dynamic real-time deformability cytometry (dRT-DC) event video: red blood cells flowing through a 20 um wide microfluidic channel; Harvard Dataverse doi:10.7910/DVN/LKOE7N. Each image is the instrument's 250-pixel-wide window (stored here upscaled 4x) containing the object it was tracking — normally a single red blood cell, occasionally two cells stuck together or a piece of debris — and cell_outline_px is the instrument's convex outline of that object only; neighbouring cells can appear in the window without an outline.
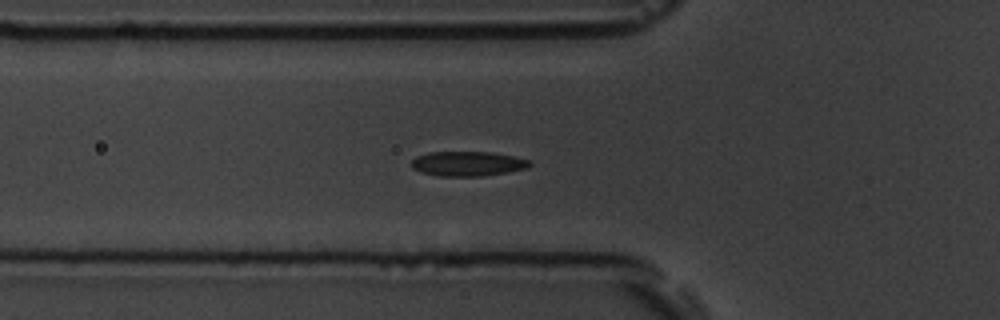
{"species": "common noctule bat (a hibernating species)", "species_latin": "Nyctalus noctula", "temperature_condition": "room temperature", "stored_images_in_passage": 55, "segment_of_instrument_passage": [1, 2], "camera_frame_rate_fps": 3000, "um_per_image_px": 0.085, "animal": {"sex": "male", "body_mass_g": 19.5, "forearm_length_mm": 54.6}, "frame": {"image": 1, "passage_image": 19, "time_ms": 6.0, "image_size_px": [1000, 320], "cell_outline_px": [[532, 164], [528, 168], [508, 172], [484, 176], [440, 176], [420, 172], [412, 168], [412, 160], [416, 156], [428, 152], [492, 152], [532, 160]], "centroid_in_image_um": [39.78, 13.91], "position_along_channel_um": 86.0, "area_um2": 17.17}}
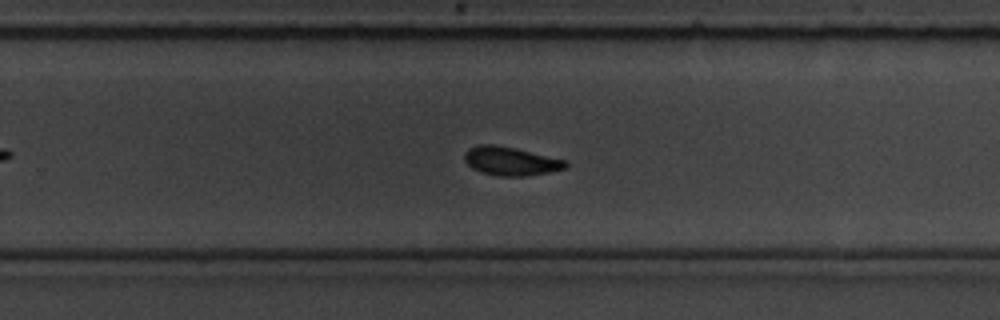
{"frame": {"image": 2, "passage_image": 35, "time_ms": 11.333, "image_size_px": [1000, 320], "cell_outline_px": [[568, 168], [548, 172], [524, 176], [496, 176], [480, 172], [472, 168], [464, 160], [464, 152], [468, 148], [480, 144], [496, 144], [568, 160]], "centroid_in_image_um": [43.41, 13.69], "position_along_channel_um": 286.4, "area_um2": 17.05}}
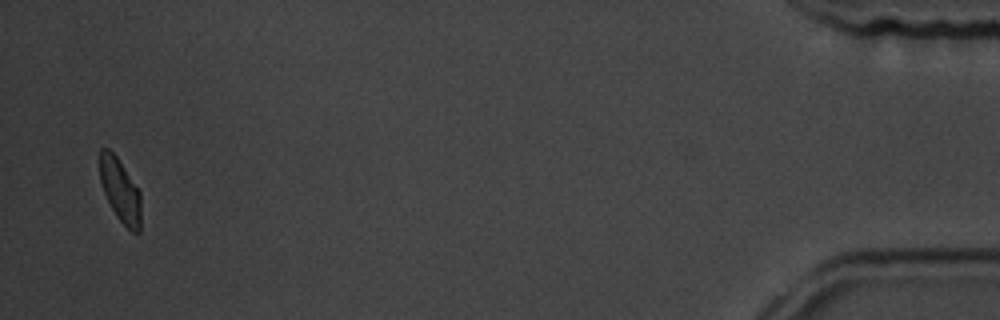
{"frame": {"image": 3, "passage_image": 53, "time_ms": 17.333, "image_size_px": [1000, 320], "cell_outline_px": [[140, 232], [132, 232], [116, 216], [104, 192], [100, 180], [100, 148], [108, 148], [116, 156], [140, 192]], "centroid_in_image_um": [10.21, 16.18], "position_along_channel_um": 425.0, "area_um2": 14.85}}